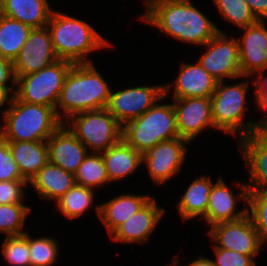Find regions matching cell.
Here are the masks:
<instances>
[{"label":"cell","instance_id":"cell-38","mask_svg":"<svg viewBox=\"0 0 267 266\" xmlns=\"http://www.w3.org/2000/svg\"><path fill=\"white\" fill-rule=\"evenodd\" d=\"M259 77L255 76L254 86V102L259 107V110L262 109L261 112H264V116L267 114V77H263V73H258Z\"/></svg>","mask_w":267,"mask_h":266},{"label":"cell","instance_id":"cell-13","mask_svg":"<svg viewBox=\"0 0 267 266\" xmlns=\"http://www.w3.org/2000/svg\"><path fill=\"white\" fill-rule=\"evenodd\" d=\"M57 60L47 26L33 28L13 62L15 78L37 72Z\"/></svg>","mask_w":267,"mask_h":266},{"label":"cell","instance_id":"cell-19","mask_svg":"<svg viewBox=\"0 0 267 266\" xmlns=\"http://www.w3.org/2000/svg\"><path fill=\"white\" fill-rule=\"evenodd\" d=\"M218 81L213 78L197 61V64L182 63L174 83L164 84L167 97L174 86V98L211 97Z\"/></svg>","mask_w":267,"mask_h":266},{"label":"cell","instance_id":"cell-26","mask_svg":"<svg viewBox=\"0 0 267 266\" xmlns=\"http://www.w3.org/2000/svg\"><path fill=\"white\" fill-rule=\"evenodd\" d=\"M213 184L209 176H200L189 184L177 204L183 220L205 218Z\"/></svg>","mask_w":267,"mask_h":266},{"label":"cell","instance_id":"cell-33","mask_svg":"<svg viewBox=\"0 0 267 266\" xmlns=\"http://www.w3.org/2000/svg\"><path fill=\"white\" fill-rule=\"evenodd\" d=\"M2 255L11 266H30L28 233L5 237Z\"/></svg>","mask_w":267,"mask_h":266},{"label":"cell","instance_id":"cell-3","mask_svg":"<svg viewBox=\"0 0 267 266\" xmlns=\"http://www.w3.org/2000/svg\"><path fill=\"white\" fill-rule=\"evenodd\" d=\"M47 28L58 59L73 64L92 63L87 55L112 46L87 22L56 10L52 11Z\"/></svg>","mask_w":267,"mask_h":266},{"label":"cell","instance_id":"cell-44","mask_svg":"<svg viewBox=\"0 0 267 266\" xmlns=\"http://www.w3.org/2000/svg\"><path fill=\"white\" fill-rule=\"evenodd\" d=\"M179 260L178 259H175L174 260V262H173V265L171 264V265H168V266H179L178 264H179Z\"/></svg>","mask_w":267,"mask_h":266},{"label":"cell","instance_id":"cell-2","mask_svg":"<svg viewBox=\"0 0 267 266\" xmlns=\"http://www.w3.org/2000/svg\"><path fill=\"white\" fill-rule=\"evenodd\" d=\"M110 92L109 84L93 62L73 64L65 77L55 107L56 115L64 123L75 114L106 108Z\"/></svg>","mask_w":267,"mask_h":266},{"label":"cell","instance_id":"cell-25","mask_svg":"<svg viewBox=\"0 0 267 266\" xmlns=\"http://www.w3.org/2000/svg\"><path fill=\"white\" fill-rule=\"evenodd\" d=\"M8 145L21 175L28 182L49 162L46 141H8Z\"/></svg>","mask_w":267,"mask_h":266},{"label":"cell","instance_id":"cell-4","mask_svg":"<svg viewBox=\"0 0 267 266\" xmlns=\"http://www.w3.org/2000/svg\"><path fill=\"white\" fill-rule=\"evenodd\" d=\"M2 115L0 135L7 141H46L63 124L53 107L28 104L15 95Z\"/></svg>","mask_w":267,"mask_h":266},{"label":"cell","instance_id":"cell-42","mask_svg":"<svg viewBox=\"0 0 267 266\" xmlns=\"http://www.w3.org/2000/svg\"><path fill=\"white\" fill-rule=\"evenodd\" d=\"M256 133L267 143V120L264 117L260 120Z\"/></svg>","mask_w":267,"mask_h":266},{"label":"cell","instance_id":"cell-43","mask_svg":"<svg viewBox=\"0 0 267 266\" xmlns=\"http://www.w3.org/2000/svg\"><path fill=\"white\" fill-rule=\"evenodd\" d=\"M188 266H214V264L212 259L201 256L192 261Z\"/></svg>","mask_w":267,"mask_h":266},{"label":"cell","instance_id":"cell-5","mask_svg":"<svg viewBox=\"0 0 267 266\" xmlns=\"http://www.w3.org/2000/svg\"><path fill=\"white\" fill-rule=\"evenodd\" d=\"M164 98L122 126V139L141 154L160 142L179 137L173 103L159 104Z\"/></svg>","mask_w":267,"mask_h":266},{"label":"cell","instance_id":"cell-8","mask_svg":"<svg viewBox=\"0 0 267 266\" xmlns=\"http://www.w3.org/2000/svg\"><path fill=\"white\" fill-rule=\"evenodd\" d=\"M73 63L58 59L43 69L16 78L14 95L28 104H37L55 109L65 77Z\"/></svg>","mask_w":267,"mask_h":266},{"label":"cell","instance_id":"cell-14","mask_svg":"<svg viewBox=\"0 0 267 266\" xmlns=\"http://www.w3.org/2000/svg\"><path fill=\"white\" fill-rule=\"evenodd\" d=\"M173 99L180 138H184L191 143L206 127L214 128L211 97Z\"/></svg>","mask_w":267,"mask_h":266},{"label":"cell","instance_id":"cell-11","mask_svg":"<svg viewBox=\"0 0 267 266\" xmlns=\"http://www.w3.org/2000/svg\"><path fill=\"white\" fill-rule=\"evenodd\" d=\"M217 248L235 251L246 256H257L263 245L248 215L236 221L220 222L207 232Z\"/></svg>","mask_w":267,"mask_h":266},{"label":"cell","instance_id":"cell-30","mask_svg":"<svg viewBox=\"0 0 267 266\" xmlns=\"http://www.w3.org/2000/svg\"><path fill=\"white\" fill-rule=\"evenodd\" d=\"M31 208L23 203L0 205V232L7 236L23 235L26 217Z\"/></svg>","mask_w":267,"mask_h":266},{"label":"cell","instance_id":"cell-7","mask_svg":"<svg viewBox=\"0 0 267 266\" xmlns=\"http://www.w3.org/2000/svg\"><path fill=\"white\" fill-rule=\"evenodd\" d=\"M64 123L92 153L104 152L122 139V125L106 108L75 114Z\"/></svg>","mask_w":267,"mask_h":266},{"label":"cell","instance_id":"cell-34","mask_svg":"<svg viewBox=\"0 0 267 266\" xmlns=\"http://www.w3.org/2000/svg\"><path fill=\"white\" fill-rule=\"evenodd\" d=\"M58 243L49 237L32 238L29 236L30 266H51L56 262Z\"/></svg>","mask_w":267,"mask_h":266},{"label":"cell","instance_id":"cell-23","mask_svg":"<svg viewBox=\"0 0 267 266\" xmlns=\"http://www.w3.org/2000/svg\"><path fill=\"white\" fill-rule=\"evenodd\" d=\"M51 13L48 0H0V14L32 28L47 26Z\"/></svg>","mask_w":267,"mask_h":266},{"label":"cell","instance_id":"cell-1","mask_svg":"<svg viewBox=\"0 0 267 266\" xmlns=\"http://www.w3.org/2000/svg\"><path fill=\"white\" fill-rule=\"evenodd\" d=\"M141 20L171 37L205 45L221 30L189 0H151Z\"/></svg>","mask_w":267,"mask_h":266},{"label":"cell","instance_id":"cell-37","mask_svg":"<svg viewBox=\"0 0 267 266\" xmlns=\"http://www.w3.org/2000/svg\"><path fill=\"white\" fill-rule=\"evenodd\" d=\"M213 249L216 256V261H213L214 266H256L253 259L255 256H246L214 245Z\"/></svg>","mask_w":267,"mask_h":266},{"label":"cell","instance_id":"cell-39","mask_svg":"<svg viewBox=\"0 0 267 266\" xmlns=\"http://www.w3.org/2000/svg\"><path fill=\"white\" fill-rule=\"evenodd\" d=\"M16 87L13 62L0 57V87H11L9 81Z\"/></svg>","mask_w":267,"mask_h":266},{"label":"cell","instance_id":"cell-21","mask_svg":"<svg viewBox=\"0 0 267 266\" xmlns=\"http://www.w3.org/2000/svg\"><path fill=\"white\" fill-rule=\"evenodd\" d=\"M152 197L147 195L121 194L96 206V211L111 235L123 222L128 220Z\"/></svg>","mask_w":267,"mask_h":266},{"label":"cell","instance_id":"cell-6","mask_svg":"<svg viewBox=\"0 0 267 266\" xmlns=\"http://www.w3.org/2000/svg\"><path fill=\"white\" fill-rule=\"evenodd\" d=\"M249 83L243 81L229 85L220 81L211 96L214 128L232 136L237 134L239 140L256 133L260 122V120L243 121L245 110L248 109L245 104Z\"/></svg>","mask_w":267,"mask_h":266},{"label":"cell","instance_id":"cell-20","mask_svg":"<svg viewBox=\"0 0 267 266\" xmlns=\"http://www.w3.org/2000/svg\"><path fill=\"white\" fill-rule=\"evenodd\" d=\"M238 143L249 169V191H267V143L257 133L238 140Z\"/></svg>","mask_w":267,"mask_h":266},{"label":"cell","instance_id":"cell-36","mask_svg":"<svg viewBox=\"0 0 267 266\" xmlns=\"http://www.w3.org/2000/svg\"><path fill=\"white\" fill-rule=\"evenodd\" d=\"M27 180L0 181V205L23 203Z\"/></svg>","mask_w":267,"mask_h":266},{"label":"cell","instance_id":"cell-10","mask_svg":"<svg viewBox=\"0 0 267 266\" xmlns=\"http://www.w3.org/2000/svg\"><path fill=\"white\" fill-rule=\"evenodd\" d=\"M164 96V85L138 86L113 92L111 90L106 109L123 126L138 118Z\"/></svg>","mask_w":267,"mask_h":266},{"label":"cell","instance_id":"cell-28","mask_svg":"<svg viewBox=\"0 0 267 266\" xmlns=\"http://www.w3.org/2000/svg\"><path fill=\"white\" fill-rule=\"evenodd\" d=\"M94 189L82 185L70 188L59 200L55 202L59 212L68 219H76L82 216L94 202Z\"/></svg>","mask_w":267,"mask_h":266},{"label":"cell","instance_id":"cell-12","mask_svg":"<svg viewBox=\"0 0 267 266\" xmlns=\"http://www.w3.org/2000/svg\"><path fill=\"white\" fill-rule=\"evenodd\" d=\"M187 144H190L188 140L178 137L160 142L142 153V163L147 165L155 184H164L181 171L188 150Z\"/></svg>","mask_w":267,"mask_h":266},{"label":"cell","instance_id":"cell-40","mask_svg":"<svg viewBox=\"0 0 267 266\" xmlns=\"http://www.w3.org/2000/svg\"><path fill=\"white\" fill-rule=\"evenodd\" d=\"M257 20L267 19V0H245Z\"/></svg>","mask_w":267,"mask_h":266},{"label":"cell","instance_id":"cell-41","mask_svg":"<svg viewBox=\"0 0 267 266\" xmlns=\"http://www.w3.org/2000/svg\"><path fill=\"white\" fill-rule=\"evenodd\" d=\"M14 93H15V88L13 86L0 87V107H3L5 103L10 104L14 96Z\"/></svg>","mask_w":267,"mask_h":266},{"label":"cell","instance_id":"cell-35","mask_svg":"<svg viewBox=\"0 0 267 266\" xmlns=\"http://www.w3.org/2000/svg\"><path fill=\"white\" fill-rule=\"evenodd\" d=\"M26 180L14 162L8 141L0 135V181Z\"/></svg>","mask_w":267,"mask_h":266},{"label":"cell","instance_id":"cell-29","mask_svg":"<svg viewBox=\"0 0 267 266\" xmlns=\"http://www.w3.org/2000/svg\"><path fill=\"white\" fill-rule=\"evenodd\" d=\"M75 183L94 189L109 183L101 153H88L74 174Z\"/></svg>","mask_w":267,"mask_h":266},{"label":"cell","instance_id":"cell-22","mask_svg":"<svg viewBox=\"0 0 267 266\" xmlns=\"http://www.w3.org/2000/svg\"><path fill=\"white\" fill-rule=\"evenodd\" d=\"M42 199L59 200L75 185L74 174L48 162L28 182Z\"/></svg>","mask_w":267,"mask_h":266},{"label":"cell","instance_id":"cell-31","mask_svg":"<svg viewBox=\"0 0 267 266\" xmlns=\"http://www.w3.org/2000/svg\"><path fill=\"white\" fill-rule=\"evenodd\" d=\"M223 19L245 28L257 21L245 0H213Z\"/></svg>","mask_w":267,"mask_h":266},{"label":"cell","instance_id":"cell-16","mask_svg":"<svg viewBox=\"0 0 267 266\" xmlns=\"http://www.w3.org/2000/svg\"><path fill=\"white\" fill-rule=\"evenodd\" d=\"M241 192L234 195L233 190L230 189L222 178H219L213 184L209 195V204L207 207L205 223L210 226L228 221H236L244 218L247 215V201H248V185L239 184ZM246 201V207L243 210L236 211L237 201Z\"/></svg>","mask_w":267,"mask_h":266},{"label":"cell","instance_id":"cell-17","mask_svg":"<svg viewBox=\"0 0 267 266\" xmlns=\"http://www.w3.org/2000/svg\"><path fill=\"white\" fill-rule=\"evenodd\" d=\"M164 209L151 198L128 220L123 222L111 235V239L121 243H145L160 223Z\"/></svg>","mask_w":267,"mask_h":266},{"label":"cell","instance_id":"cell-15","mask_svg":"<svg viewBox=\"0 0 267 266\" xmlns=\"http://www.w3.org/2000/svg\"><path fill=\"white\" fill-rule=\"evenodd\" d=\"M265 20L241 28L243 35L237 39L242 76L250 77L267 70V27Z\"/></svg>","mask_w":267,"mask_h":266},{"label":"cell","instance_id":"cell-9","mask_svg":"<svg viewBox=\"0 0 267 266\" xmlns=\"http://www.w3.org/2000/svg\"><path fill=\"white\" fill-rule=\"evenodd\" d=\"M203 46L208 48L198 62L218 82L225 78H245L241 73L237 38L220 31Z\"/></svg>","mask_w":267,"mask_h":266},{"label":"cell","instance_id":"cell-24","mask_svg":"<svg viewBox=\"0 0 267 266\" xmlns=\"http://www.w3.org/2000/svg\"><path fill=\"white\" fill-rule=\"evenodd\" d=\"M101 154L109 182L128 177L142 164V154L123 139Z\"/></svg>","mask_w":267,"mask_h":266},{"label":"cell","instance_id":"cell-32","mask_svg":"<svg viewBox=\"0 0 267 266\" xmlns=\"http://www.w3.org/2000/svg\"><path fill=\"white\" fill-rule=\"evenodd\" d=\"M247 215L253 222L262 244L267 241V191H249Z\"/></svg>","mask_w":267,"mask_h":266},{"label":"cell","instance_id":"cell-18","mask_svg":"<svg viewBox=\"0 0 267 266\" xmlns=\"http://www.w3.org/2000/svg\"><path fill=\"white\" fill-rule=\"evenodd\" d=\"M63 123L47 140L49 162L75 174L89 153L86 146Z\"/></svg>","mask_w":267,"mask_h":266},{"label":"cell","instance_id":"cell-27","mask_svg":"<svg viewBox=\"0 0 267 266\" xmlns=\"http://www.w3.org/2000/svg\"><path fill=\"white\" fill-rule=\"evenodd\" d=\"M32 29L0 14V57L14 62Z\"/></svg>","mask_w":267,"mask_h":266}]
</instances>
